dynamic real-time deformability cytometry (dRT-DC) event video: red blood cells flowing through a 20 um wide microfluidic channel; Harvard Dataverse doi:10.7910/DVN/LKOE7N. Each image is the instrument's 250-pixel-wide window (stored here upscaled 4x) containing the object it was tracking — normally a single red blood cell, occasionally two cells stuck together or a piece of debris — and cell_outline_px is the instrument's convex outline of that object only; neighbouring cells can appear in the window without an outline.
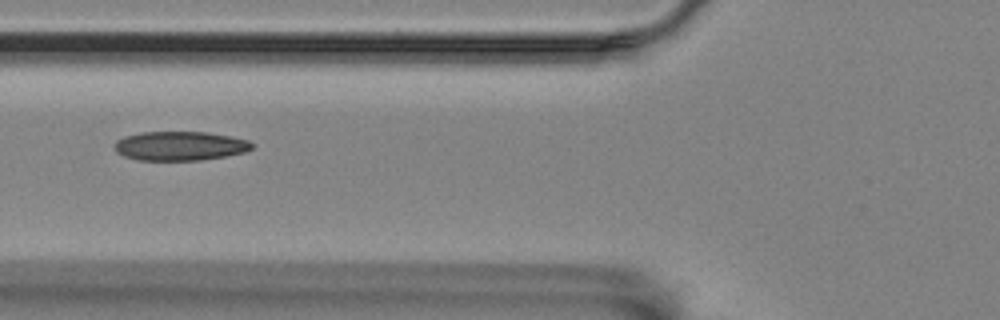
{"species": "Egyptian fruit bat (a non-hibernating species)", "species_latin": "Rousettus aegyptiacus", "temperature_condition": "room temperature", "stored_images_in_passage": 23, "camera_frame_rate_fps": 3000, "um_per_image_px": 0.085, "animal": {"sex": "female"}, "frame": {"image": 1, "passage_image": 4, "time_ms": 1.0, "image_size_px": [1000, 320], "cell_outline_px": [[256, 144], [252, 148], [244, 152], [224, 156], [200, 160], [136, 160], [124, 156], [116, 152], [116, 140], [124, 136], [140, 132], [208, 132], [232, 136], [248, 140]], "centroid_in_image_um": [15.31, 12.4], "position_along_channel_um": 110.5, "area_um2": 23.41}}
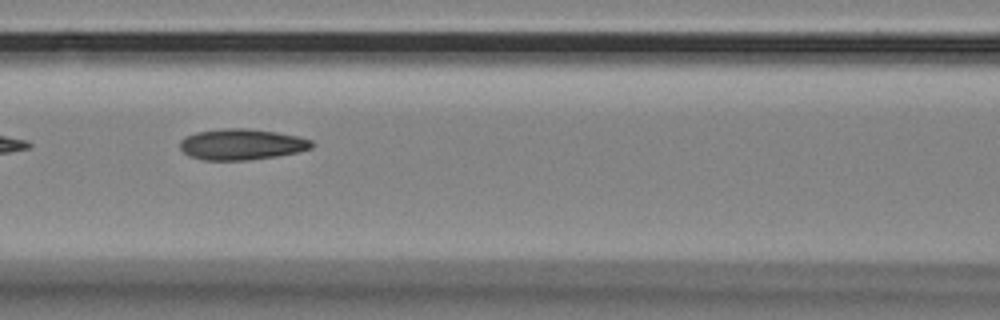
{"frame": {"image": 2, "passage_image": 7, "time_ms": 2.0, "image_size_px": [1000, 320], "cell_outline_px": [[316, 144], [312, 148], [300, 152], [276, 156], [248, 160], [204, 160], [188, 156], [180, 148], [180, 140], [184, 136], [196, 132], [224, 128], [248, 128], [276, 132], [300, 136], [312, 140]], "centroid_in_image_um": [20.56, 12.26], "position_along_channel_um": 146.0, "area_um2": 24.1}}